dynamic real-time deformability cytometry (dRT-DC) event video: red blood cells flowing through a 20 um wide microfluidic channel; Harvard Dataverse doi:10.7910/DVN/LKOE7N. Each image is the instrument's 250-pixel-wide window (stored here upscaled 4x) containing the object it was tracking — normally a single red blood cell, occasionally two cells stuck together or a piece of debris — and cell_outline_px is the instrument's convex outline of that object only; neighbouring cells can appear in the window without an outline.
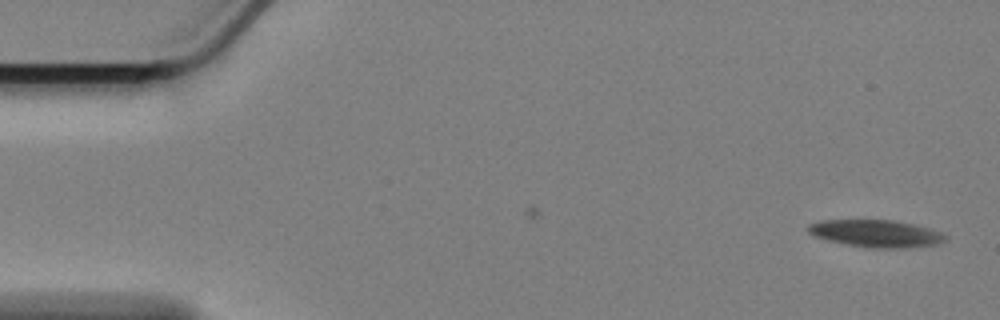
{"species": "Egyptian fruit bat (a non-hibernating species)", "species_latin": "Rousettus aegyptiacus", "temperature_condition": "cold", "stored_images_in_passage": 49, "camera_frame_rate_fps": 3000, "um_per_image_px": 0.085, "animal": {"sex": "female"}, "frame": {"image": 1, "passage_image": 1, "time_ms": 0.0, "image_size_px": [1000, 320], "cell_outline_px": [[948, 236], [944, 240], [932, 244], [896, 248], [884, 248], [852, 244], [828, 240], [816, 236], [808, 232], [808, 224], [820, 220], [892, 220], [912, 224], [928, 228], [940, 232]], "centroid_in_image_um": [74.42, 19.81], "position_along_channel_um": 10.6, "area_um2": 20.98}}
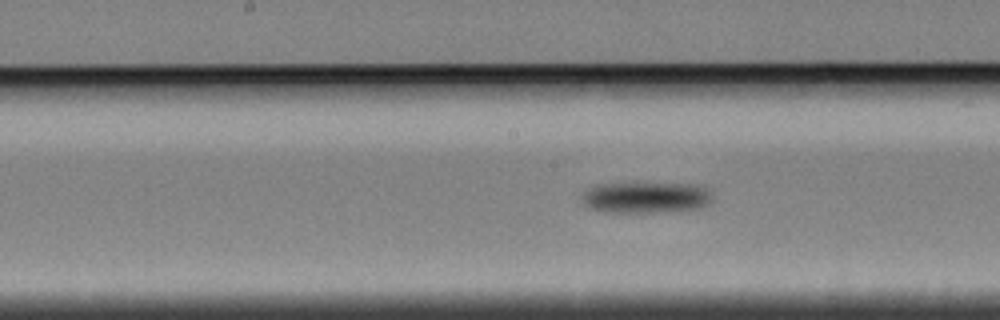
{"frame": {"image": 2, "passage_image": 28, "time_ms": 9.0, "image_size_px": [1000, 320], "cell_outline_px": [[712, 200], [704, 208], [652, 212], [600, 212], [588, 208], [584, 204], [584, 192], [588, 188], [600, 184], [696, 184], [704, 188], [708, 192]], "centroid_in_image_um": [54.88, 16.8], "position_along_channel_um": 193.3, "area_um2": 23.35}}
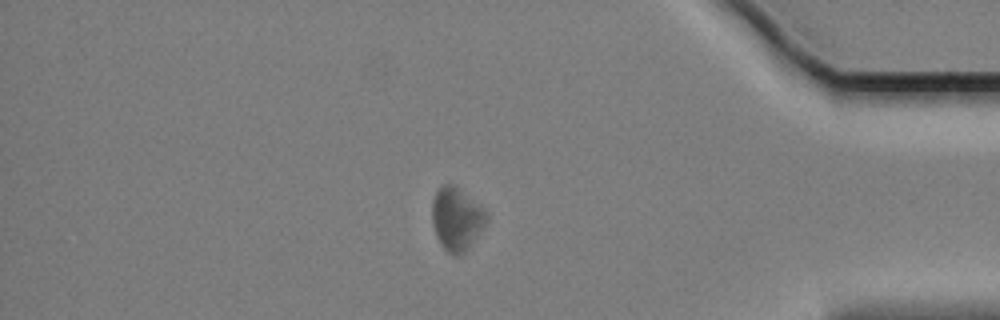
{"frame": {"image": 3, "passage_image": 49, "time_ms": 16.0, "image_size_px": [1000, 320], "cell_outline_px": [[484, 220], [480, 228], [464, 252], [460, 256], [456, 256], [448, 252], [440, 244], [436, 236], [432, 224], [432, 200], [436, 192], [444, 184], [452, 184], [480, 208], [484, 212]], "centroid_in_image_um": [38.69, 18.63], "position_along_channel_um": 396.5, "area_um2": 18.67}, "authors_computed_cell_mechanics": {"area_um2": 21.9062, "velocity_mm_per_s": 3.3368, "shape_relaxation_time_tau1_ms": 1.1393, "shape_relaxation_time_tau2_ms": null, "deformation_change_tau1": 0.0553, "deformation_change_tau2": null}}